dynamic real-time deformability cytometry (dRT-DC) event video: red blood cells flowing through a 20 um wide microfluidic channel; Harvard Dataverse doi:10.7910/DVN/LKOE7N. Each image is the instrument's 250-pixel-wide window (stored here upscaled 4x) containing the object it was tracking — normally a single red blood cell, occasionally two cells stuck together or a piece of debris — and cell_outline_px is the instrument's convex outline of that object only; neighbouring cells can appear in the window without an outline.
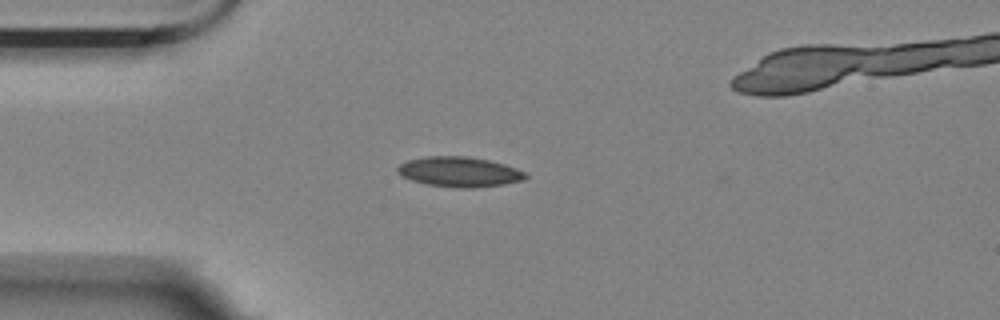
{"species": "Egyptian fruit bat (a non-hibernating species)", "species_latin": "Rousettus aegyptiacus", "temperature_condition": "room temperature", "stored_images_in_passage": 2, "camera_frame_rate_fps": 3000, "um_per_image_px": 0.085, "animal": {"sex": "female"}, "frame": {"image": 1, "passage_image": 1, "time_ms": 0.0, "image_size_px": [1000, 320], "cell_outline_px": [[528, 176], [524, 180], [504, 184], [476, 188], [456, 188], [428, 184], [412, 180], [396, 172], [396, 168], [400, 164], [408, 160], [424, 156], [468, 156], [488, 160], [504, 164], [516, 168], [524, 172]], "centroid_in_image_um": [39.05, 14.6], "position_along_channel_um": 46.0, "area_um2": 22.43}}